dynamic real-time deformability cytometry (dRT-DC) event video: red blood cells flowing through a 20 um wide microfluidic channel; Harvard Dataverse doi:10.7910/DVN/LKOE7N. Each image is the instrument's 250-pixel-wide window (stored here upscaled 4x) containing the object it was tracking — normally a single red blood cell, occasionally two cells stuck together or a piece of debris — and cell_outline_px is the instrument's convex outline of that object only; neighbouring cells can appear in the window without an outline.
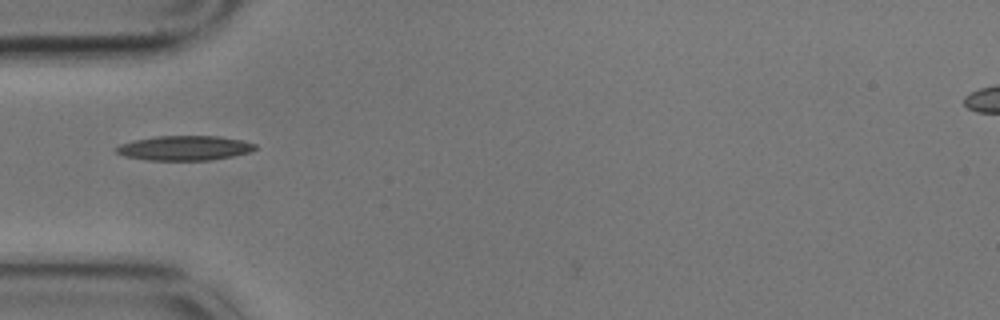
{"species": "common noctule bat (a hibernating species)", "species_latin": "Nyctalus noctula", "temperature_condition": "cold", "stored_images_in_passage": 5, "camera_frame_rate_fps": 3000, "um_per_image_px": 0.085, "animal": {"sex": "male", "body_mass_g": 17.9}, "frame": {"image": 1, "passage_image": 4, "time_ms": 1.0, "image_size_px": [1000, 320], "cell_outline_px": [[256, 148], [252, 152], [232, 156], [208, 160], [148, 160], [124, 156], [116, 152], [112, 148], [120, 144], [132, 140], [156, 136], [220, 136], [244, 140], [256, 144]], "centroid_in_image_um": [15.67, 12.57], "position_along_channel_um": 69.3, "area_um2": 20.17}}